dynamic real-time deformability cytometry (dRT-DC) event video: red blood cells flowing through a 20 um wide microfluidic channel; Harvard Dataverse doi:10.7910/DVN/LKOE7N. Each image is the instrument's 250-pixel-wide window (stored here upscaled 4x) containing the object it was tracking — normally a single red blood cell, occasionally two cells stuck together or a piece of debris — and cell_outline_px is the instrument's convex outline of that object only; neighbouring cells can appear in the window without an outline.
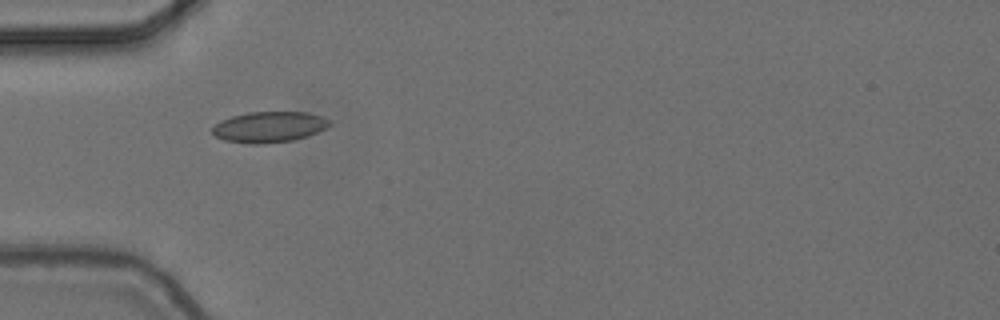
{"species": "common noctule bat (a hibernating species)", "species_latin": "Nyctalus noctula", "temperature_condition": "cold", "stored_images_in_passage": 4, "camera_frame_rate_fps": 3000, "um_per_image_px": 0.085, "animal": {"sex": "female", "body_mass_g": 24.6, "forearm_length_mm": 56.2}, "frame": {"image": 1, "passage_image": 3, "time_ms": 0.667, "image_size_px": [1000, 320], "cell_outline_px": [[332, 124], [328, 128], [308, 136], [292, 140], [264, 144], [248, 144], [224, 140], [216, 136], [212, 132], [212, 128], [220, 120], [232, 116], [248, 112], [308, 112], [332, 120]], "centroid_in_image_um": [22.91, 10.79], "position_along_channel_um": 62.1, "area_um2": 21.27}}
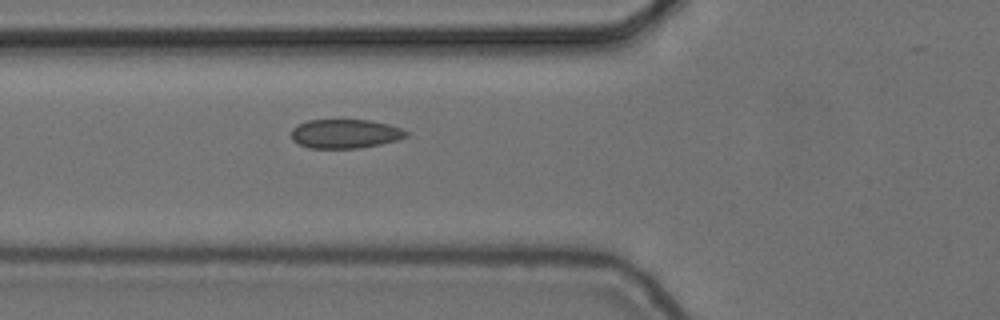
{"frame": {"image": 2, "passage_image": 4, "time_ms": 1.0, "image_size_px": [1000, 320], "cell_outline_px": [[408, 136], [396, 140], [380, 144], [360, 148], [308, 148], [292, 140], [292, 128], [296, 124], [308, 120], [368, 120], [388, 124], [400, 128], [408, 132]], "centroid_in_image_um": [29.31, 11.37], "position_along_channel_um": 96.5, "area_um2": 19.42}}